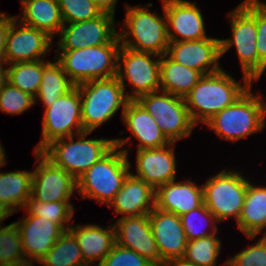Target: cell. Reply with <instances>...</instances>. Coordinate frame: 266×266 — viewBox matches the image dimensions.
I'll list each match as a JSON object with an SVG mask.
<instances>
[{
    "instance_id": "obj_1",
    "label": "cell",
    "mask_w": 266,
    "mask_h": 266,
    "mask_svg": "<svg viewBox=\"0 0 266 266\" xmlns=\"http://www.w3.org/2000/svg\"><path fill=\"white\" fill-rule=\"evenodd\" d=\"M130 138L114 139V147L77 179L82 199H95L109 206L131 173L128 150L121 149Z\"/></svg>"
},
{
    "instance_id": "obj_2",
    "label": "cell",
    "mask_w": 266,
    "mask_h": 266,
    "mask_svg": "<svg viewBox=\"0 0 266 266\" xmlns=\"http://www.w3.org/2000/svg\"><path fill=\"white\" fill-rule=\"evenodd\" d=\"M252 84L251 81H244V85H240L223 69L203 75L184 97L191 120L195 125L199 122L205 124L215 114L232 105Z\"/></svg>"
},
{
    "instance_id": "obj_3",
    "label": "cell",
    "mask_w": 266,
    "mask_h": 266,
    "mask_svg": "<svg viewBox=\"0 0 266 266\" xmlns=\"http://www.w3.org/2000/svg\"><path fill=\"white\" fill-rule=\"evenodd\" d=\"M120 48L121 41L118 36L109 44L74 50H57L56 58L70 80L78 85L95 79L117 76Z\"/></svg>"
},
{
    "instance_id": "obj_4",
    "label": "cell",
    "mask_w": 266,
    "mask_h": 266,
    "mask_svg": "<svg viewBox=\"0 0 266 266\" xmlns=\"http://www.w3.org/2000/svg\"><path fill=\"white\" fill-rule=\"evenodd\" d=\"M266 103L251 87L232 105L224 108L205 124L221 139L237 142L265 127Z\"/></svg>"
},
{
    "instance_id": "obj_5",
    "label": "cell",
    "mask_w": 266,
    "mask_h": 266,
    "mask_svg": "<svg viewBox=\"0 0 266 266\" xmlns=\"http://www.w3.org/2000/svg\"><path fill=\"white\" fill-rule=\"evenodd\" d=\"M91 132L77 134L51 142L40 153L56 167L70 173L76 180L113 147L114 139H85ZM68 140V142L66 141Z\"/></svg>"
},
{
    "instance_id": "obj_6",
    "label": "cell",
    "mask_w": 266,
    "mask_h": 266,
    "mask_svg": "<svg viewBox=\"0 0 266 266\" xmlns=\"http://www.w3.org/2000/svg\"><path fill=\"white\" fill-rule=\"evenodd\" d=\"M81 96V117L83 129L92 132L107 122L128 102L122 84L117 76L108 79H95L78 84Z\"/></svg>"
},
{
    "instance_id": "obj_7",
    "label": "cell",
    "mask_w": 266,
    "mask_h": 266,
    "mask_svg": "<svg viewBox=\"0 0 266 266\" xmlns=\"http://www.w3.org/2000/svg\"><path fill=\"white\" fill-rule=\"evenodd\" d=\"M231 39H220L221 56L235 45L244 81L258 80V52L256 49V0H244L229 13Z\"/></svg>"
},
{
    "instance_id": "obj_8",
    "label": "cell",
    "mask_w": 266,
    "mask_h": 266,
    "mask_svg": "<svg viewBox=\"0 0 266 266\" xmlns=\"http://www.w3.org/2000/svg\"><path fill=\"white\" fill-rule=\"evenodd\" d=\"M124 27L119 33L121 46L135 51L151 52L160 56L167 53L169 40L167 19L151 13L139 4L132 7L126 4ZM133 36V41L128 37ZM135 42V43H134Z\"/></svg>"
},
{
    "instance_id": "obj_9",
    "label": "cell",
    "mask_w": 266,
    "mask_h": 266,
    "mask_svg": "<svg viewBox=\"0 0 266 266\" xmlns=\"http://www.w3.org/2000/svg\"><path fill=\"white\" fill-rule=\"evenodd\" d=\"M136 100L155 119L170 143L190 136L192 129L196 126L191 120L182 97L157 91L141 95Z\"/></svg>"
},
{
    "instance_id": "obj_10",
    "label": "cell",
    "mask_w": 266,
    "mask_h": 266,
    "mask_svg": "<svg viewBox=\"0 0 266 266\" xmlns=\"http://www.w3.org/2000/svg\"><path fill=\"white\" fill-rule=\"evenodd\" d=\"M244 177L236 171L223 170L203 185L204 204L217 221L232 216L238 221L249 182Z\"/></svg>"
},
{
    "instance_id": "obj_11",
    "label": "cell",
    "mask_w": 266,
    "mask_h": 266,
    "mask_svg": "<svg viewBox=\"0 0 266 266\" xmlns=\"http://www.w3.org/2000/svg\"><path fill=\"white\" fill-rule=\"evenodd\" d=\"M42 123V139L35 146V152H41L55 140L74 135V131L75 135L84 132L81 96L77 85L45 109Z\"/></svg>"
},
{
    "instance_id": "obj_12",
    "label": "cell",
    "mask_w": 266,
    "mask_h": 266,
    "mask_svg": "<svg viewBox=\"0 0 266 266\" xmlns=\"http://www.w3.org/2000/svg\"><path fill=\"white\" fill-rule=\"evenodd\" d=\"M151 57H157V60ZM121 60L123 65L120 63ZM160 61L161 56L158 54L121 46L118 54L117 77L124 92L125 79L132 85V94L125 93L129 100H136L141 95L160 91Z\"/></svg>"
},
{
    "instance_id": "obj_13",
    "label": "cell",
    "mask_w": 266,
    "mask_h": 266,
    "mask_svg": "<svg viewBox=\"0 0 266 266\" xmlns=\"http://www.w3.org/2000/svg\"><path fill=\"white\" fill-rule=\"evenodd\" d=\"M114 18V15L102 13L91 20L64 23L57 49L74 50L112 43L119 36Z\"/></svg>"
},
{
    "instance_id": "obj_14",
    "label": "cell",
    "mask_w": 266,
    "mask_h": 266,
    "mask_svg": "<svg viewBox=\"0 0 266 266\" xmlns=\"http://www.w3.org/2000/svg\"><path fill=\"white\" fill-rule=\"evenodd\" d=\"M38 165L32 172L31 197L39 202L69 201L77 191V180L53 165L40 152H34Z\"/></svg>"
},
{
    "instance_id": "obj_15",
    "label": "cell",
    "mask_w": 266,
    "mask_h": 266,
    "mask_svg": "<svg viewBox=\"0 0 266 266\" xmlns=\"http://www.w3.org/2000/svg\"><path fill=\"white\" fill-rule=\"evenodd\" d=\"M18 18L17 16L11 17L6 38L4 64L42 60L43 56L51 50L53 38L42 30L17 22Z\"/></svg>"
},
{
    "instance_id": "obj_16",
    "label": "cell",
    "mask_w": 266,
    "mask_h": 266,
    "mask_svg": "<svg viewBox=\"0 0 266 266\" xmlns=\"http://www.w3.org/2000/svg\"><path fill=\"white\" fill-rule=\"evenodd\" d=\"M166 54L177 63L195 69L202 75L222 69L218 64L222 56L220 39L217 38L169 42Z\"/></svg>"
},
{
    "instance_id": "obj_17",
    "label": "cell",
    "mask_w": 266,
    "mask_h": 266,
    "mask_svg": "<svg viewBox=\"0 0 266 266\" xmlns=\"http://www.w3.org/2000/svg\"><path fill=\"white\" fill-rule=\"evenodd\" d=\"M149 220L161 266L169 260L183 258L188 240L180 216L155 207L149 213Z\"/></svg>"
},
{
    "instance_id": "obj_18",
    "label": "cell",
    "mask_w": 266,
    "mask_h": 266,
    "mask_svg": "<svg viewBox=\"0 0 266 266\" xmlns=\"http://www.w3.org/2000/svg\"><path fill=\"white\" fill-rule=\"evenodd\" d=\"M162 4L167 19L169 42L208 38L203 16L195 3L186 0H162Z\"/></svg>"
},
{
    "instance_id": "obj_19",
    "label": "cell",
    "mask_w": 266,
    "mask_h": 266,
    "mask_svg": "<svg viewBox=\"0 0 266 266\" xmlns=\"http://www.w3.org/2000/svg\"><path fill=\"white\" fill-rule=\"evenodd\" d=\"M19 228L25 258L41 260L70 224L57 225L40 216H27L15 222Z\"/></svg>"
},
{
    "instance_id": "obj_20",
    "label": "cell",
    "mask_w": 266,
    "mask_h": 266,
    "mask_svg": "<svg viewBox=\"0 0 266 266\" xmlns=\"http://www.w3.org/2000/svg\"><path fill=\"white\" fill-rule=\"evenodd\" d=\"M114 227L117 244L148 258L156 266H161V258L151 230L149 214L120 217L114 223Z\"/></svg>"
},
{
    "instance_id": "obj_21",
    "label": "cell",
    "mask_w": 266,
    "mask_h": 266,
    "mask_svg": "<svg viewBox=\"0 0 266 266\" xmlns=\"http://www.w3.org/2000/svg\"><path fill=\"white\" fill-rule=\"evenodd\" d=\"M173 144L175 143L161 148L137 150V174L134 176L145 181L154 190L175 180L176 159Z\"/></svg>"
},
{
    "instance_id": "obj_22",
    "label": "cell",
    "mask_w": 266,
    "mask_h": 266,
    "mask_svg": "<svg viewBox=\"0 0 266 266\" xmlns=\"http://www.w3.org/2000/svg\"><path fill=\"white\" fill-rule=\"evenodd\" d=\"M204 204L203 187L193 181H170L155 190V207L181 216Z\"/></svg>"
},
{
    "instance_id": "obj_23",
    "label": "cell",
    "mask_w": 266,
    "mask_h": 266,
    "mask_svg": "<svg viewBox=\"0 0 266 266\" xmlns=\"http://www.w3.org/2000/svg\"><path fill=\"white\" fill-rule=\"evenodd\" d=\"M109 206L122 217L149 214L155 208V190L130 173Z\"/></svg>"
},
{
    "instance_id": "obj_24",
    "label": "cell",
    "mask_w": 266,
    "mask_h": 266,
    "mask_svg": "<svg viewBox=\"0 0 266 266\" xmlns=\"http://www.w3.org/2000/svg\"><path fill=\"white\" fill-rule=\"evenodd\" d=\"M121 115L128 130L139 140L137 150L161 148L170 144L155 119L137 100H128Z\"/></svg>"
},
{
    "instance_id": "obj_25",
    "label": "cell",
    "mask_w": 266,
    "mask_h": 266,
    "mask_svg": "<svg viewBox=\"0 0 266 266\" xmlns=\"http://www.w3.org/2000/svg\"><path fill=\"white\" fill-rule=\"evenodd\" d=\"M69 231L75 236L88 266L95 265V260H99V266L116 243L114 224L105 228L95 224H77L71 225Z\"/></svg>"
},
{
    "instance_id": "obj_26",
    "label": "cell",
    "mask_w": 266,
    "mask_h": 266,
    "mask_svg": "<svg viewBox=\"0 0 266 266\" xmlns=\"http://www.w3.org/2000/svg\"><path fill=\"white\" fill-rule=\"evenodd\" d=\"M22 17L19 22L42 30L53 38L59 34L64 21L58 0H20Z\"/></svg>"
},
{
    "instance_id": "obj_27",
    "label": "cell",
    "mask_w": 266,
    "mask_h": 266,
    "mask_svg": "<svg viewBox=\"0 0 266 266\" xmlns=\"http://www.w3.org/2000/svg\"><path fill=\"white\" fill-rule=\"evenodd\" d=\"M237 223L239 231L251 239L266 228V187L248 182L244 205Z\"/></svg>"
},
{
    "instance_id": "obj_28",
    "label": "cell",
    "mask_w": 266,
    "mask_h": 266,
    "mask_svg": "<svg viewBox=\"0 0 266 266\" xmlns=\"http://www.w3.org/2000/svg\"><path fill=\"white\" fill-rule=\"evenodd\" d=\"M203 75L172 60L167 54L161 56L160 87L163 92L184 98Z\"/></svg>"
},
{
    "instance_id": "obj_29",
    "label": "cell",
    "mask_w": 266,
    "mask_h": 266,
    "mask_svg": "<svg viewBox=\"0 0 266 266\" xmlns=\"http://www.w3.org/2000/svg\"><path fill=\"white\" fill-rule=\"evenodd\" d=\"M31 183L32 172H0V202L12 213H16L17 206L24 208L31 197Z\"/></svg>"
},
{
    "instance_id": "obj_30",
    "label": "cell",
    "mask_w": 266,
    "mask_h": 266,
    "mask_svg": "<svg viewBox=\"0 0 266 266\" xmlns=\"http://www.w3.org/2000/svg\"><path fill=\"white\" fill-rule=\"evenodd\" d=\"M74 86L75 84L66 75L58 60L54 63L43 60V76L38 93L34 98L35 103L39 97L47 108Z\"/></svg>"
},
{
    "instance_id": "obj_31",
    "label": "cell",
    "mask_w": 266,
    "mask_h": 266,
    "mask_svg": "<svg viewBox=\"0 0 266 266\" xmlns=\"http://www.w3.org/2000/svg\"><path fill=\"white\" fill-rule=\"evenodd\" d=\"M43 266H88L75 236L68 230L40 260Z\"/></svg>"
},
{
    "instance_id": "obj_32",
    "label": "cell",
    "mask_w": 266,
    "mask_h": 266,
    "mask_svg": "<svg viewBox=\"0 0 266 266\" xmlns=\"http://www.w3.org/2000/svg\"><path fill=\"white\" fill-rule=\"evenodd\" d=\"M7 67L8 82L35 98L43 76V59L16 62Z\"/></svg>"
},
{
    "instance_id": "obj_33",
    "label": "cell",
    "mask_w": 266,
    "mask_h": 266,
    "mask_svg": "<svg viewBox=\"0 0 266 266\" xmlns=\"http://www.w3.org/2000/svg\"><path fill=\"white\" fill-rule=\"evenodd\" d=\"M216 234L188 241L183 259L195 266H216L221 241Z\"/></svg>"
},
{
    "instance_id": "obj_34",
    "label": "cell",
    "mask_w": 266,
    "mask_h": 266,
    "mask_svg": "<svg viewBox=\"0 0 266 266\" xmlns=\"http://www.w3.org/2000/svg\"><path fill=\"white\" fill-rule=\"evenodd\" d=\"M180 218L188 241L208 237L217 233L218 227L215 224L217 220L205 204L182 214ZM208 223L212 225L211 230L213 232H209L208 229L206 230Z\"/></svg>"
},
{
    "instance_id": "obj_35",
    "label": "cell",
    "mask_w": 266,
    "mask_h": 266,
    "mask_svg": "<svg viewBox=\"0 0 266 266\" xmlns=\"http://www.w3.org/2000/svg\"><path fill=\"white\" fill-rule=\"evenodd\" d=\"M23 209H26L28 216H40L57 225L70 223L75 213L73 205L68 201L39 202L32 197L27 200Z\"/></svg>"
},
{
    "instance_id": "obj_36",
    "label": "cell",
    "mask_w": 266,
    "mask_h": 266,
    "mask_svg": "<svg viewBox=\"0 0 266 266\" xmlns=\"http://www.w3.org/2000/svg\"><path fill=\"white\" fill-rule=\"evenodd\" d=\"M0 226V265H11L25 258L19 228L13 222Z\"/></svg>"
},
{
    "instance_id": "obj_37",
    "label": "cell",
    "mask_w": 266,
    "mask_h": 266,
    "mask_svg": "<svg viewBox=\"0 0 266 266\" xmlns=\"http://www.w3.org/2000/svg\"><path fill=\"white\" fill-rule=\"evenodd\" d=\"M64 23L94 19L102 14L93 0H58Z\"/></svg>"
},
{
    "instance_id": "obj_38",
    "label": "cell",
    "mask_w": 266,
    "mask_h": 266,
    "mask_svg": "<svg viewBox=\"0 0 266 266\" xmlns=\"http://www.w3.org/2000/svg\"><path fill=\"white\" fill-rule=\"evenodd\" d=\"M35 104L34 97L7 82L0 92V110L12 115L22 114Z\"/></svg>"
},
{
    "instance_id": "obj_39",
    "label": "cell",
    "mask_w": 266,
    "mask_h": 266,
    "mask_svg": "<svg viewBox=\"0 0 266 266\" xmlns=\"http://www.w3.org/2000/svg\"><path fill=\"white\" fill-rule=\"evenodd\" d=\"M99 266H156L148 258L115 243Z\"/></svg>"
},
{
    "instance_id": "obj_40",
    "label": "cell",
    "mask_w": 266,
    "mask_h": 266,
    "mask_svg": "<svg viewBox=\"0 0 266 266\" xmlns=\"http://www.w3.org/2000/svg\"><path fill=\"white\" fill-rule=\"evenodd\" d=\"M226 266H266V232L255 245L245 248L225 262Z\"/></svg>"
},
{
    "instance_id": "obj_41",
    "label": "cell",
    "mask_w": 266,
    "mask_h": 266,
    "mask_svg": "<svg viewBox=\"0 0 266 266\" xmlns=\"http://www.w3.org/2000/svg\"><path fill=\"white\" fill-rule=\"evenodd\" d=\"M256 49L258 52V80L266 70V3L256 0Z\"/></svg>"
},
{
    "instance_id": "obj_42",
    "label": "cell",
    "mask_w": 266,
    "mask_h": 266,
    "mask_svg": "<svg viewBox=\"0 0 266 266\" xmlns=\"http://www.w3.org/2000/svg\"><path fill=\"white\" fill-rule=\"evenodd\" d=\"M11 24V16L0 12V63H4V53L6 48V38Z\"/></svg>"
},
{
    "instance_id": "obj_43",
    "label": "cell",
    "mask_w": 266,
    "mask_h": 266,
    "mask_svg": "<svg viewBox=\"0 0 266 266\" xmlns=\"http://www.w3.org/2000/svg\"><path fill=\"white\" fill-rule=\"evenodd\" d=\"M102 13L115 14L117 0H93Z\"/></svg>"
},
{
    "instance_id": "obj_44",
    "label": "cell",
    "mask_w": 266,
    "mask_h": 266,
    "mask_svg": "<svg viewBox=\"0 0 266 266\" xmlns=\"http://www.w3.org/2000/svg\"><path fill=\"white\" fill-rule=\"evenodd\" d=\"M163 266H195V265L185 261L183 258H179V259L169 260Z\"/></svg>"
},
{
    "instance_id": "obj_45",
    "label": "cell",
    "mask_w": 266,
    "mask_h": 266,
    "mask_svg": "<svg viewBox=\"0 0 266 266\" xmlns=\"http://www.w3.org/2000/svg\"><path fill=\"white\" fill-rule=\"evenodd\" d=\"M4 63H0V92L4 88L5 84L8 82L7 80V68L4 69Z\"/></svg>"
},
{
    "instance_id": "obj_46",
    "label": "cell",
    "mask_w": 266,
    "mask_h": 266,
    "mask_svg": "<svg viewBox=\"0 0 266 266\" xmlns=\"http://www.w3.org/2000/svg\"><path fill=\"white\" fill-rule=\"evenodd\" d=\"M38 262L41 265V261L36 260V259H30V258H24L22 260L16 261L10 266H33V262Z\"/></svg>"
},
{
    "instance_id": "obj_47",
    "label": "cell",
    "mask_w": 266,
    "mask_h": 266,
    "mask_svg": "<svg viewBox=\"0 0 266 266\" xmlns=\"http://www.w3.org/2000/svg\"><path fill=\"white\" fill-rule=\"evenodd\" d=\"M13 214L2 202H0V226L2 221Z\"/></svg>"
},
{
    "instance_id": "obj_48",
    "label": "cell",
    "mask_w": 266,
    "mask_h": 266,
    "mask_svg": "<svg viewBox=\"0 0 266 266\" xmlns=\"http://www.w3.org/2000/svg\"><path fill=\"white\" fill-rule=\"evenodd\" d=\"M3 146L0 143V167L6 165L5 153Z\"/></svg>"
}]
</instances>
